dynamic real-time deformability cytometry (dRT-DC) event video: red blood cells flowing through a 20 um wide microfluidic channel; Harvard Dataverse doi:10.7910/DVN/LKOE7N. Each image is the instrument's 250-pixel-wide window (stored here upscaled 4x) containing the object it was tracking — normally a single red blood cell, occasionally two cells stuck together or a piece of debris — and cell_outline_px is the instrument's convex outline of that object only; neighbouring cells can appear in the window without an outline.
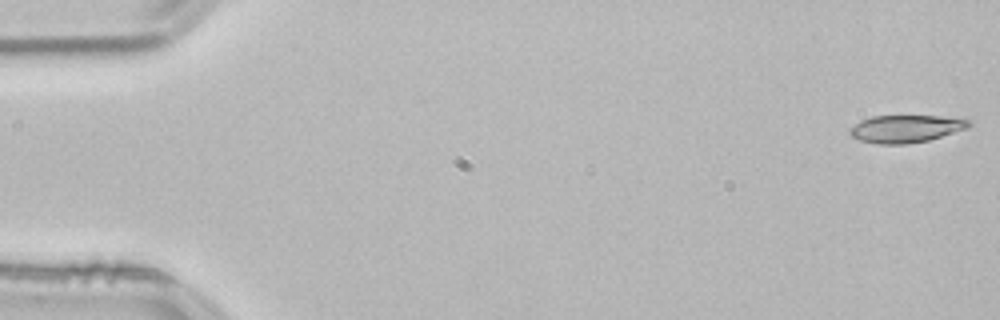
{"species": "common noctule bat (a hibernating species)", "species_latin": "Nyctalus noctula", "temperature_condition": "room temperature", "stored_images_in_passage": 16, "camera_frame_rate_fps": 3000, "um_per_image_px": 0.085, "animal": {"sex": "male", "body_mass_g": 21.5, "forearm_length_mm": 52.0}, "frame": {"image": 1, "passage_image": 1, "time_ms": 0.0, "image_size_px": [1000, 320], "cell_outline_px": [[972, 124], [968, 128], [928, 140], [908, 144], [876, 144], [860, 140], [852, 136], [848, 132], [860, 120], [872, 116], [964, 116], [972, 120]], "centroid_in_image_um": [77.09, 10.92], "position_along_channel_um": 7.9, "area_um2": 19.36}}
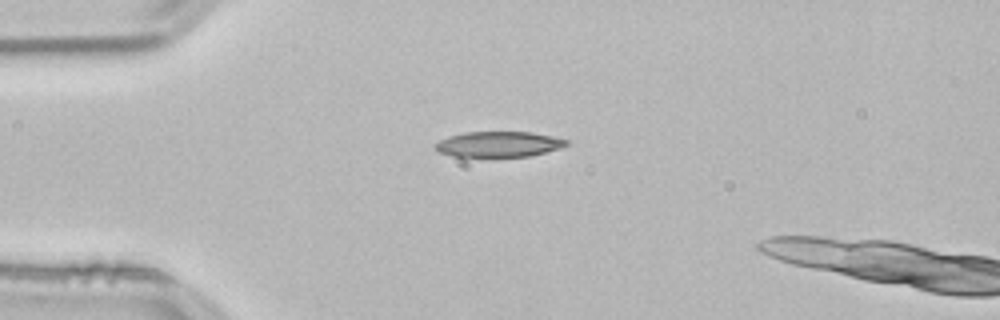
{"frame": {"image": 2, "passage_image": 13, "time_ms": 4.0, "image_size_px": [1000, 320], "cell_outline_px": [[568, 144], [560, 148], [532, 156], [452, 156], [440, 152], [436, 148], [436, 144], [440, 140], [448, 136], [464, 132], [532, 132], [552, 136], [568, 140]], "centroid_in_image_um": [42.42, 12.25], "position_along_channel_um": 42.6, "area_um2": 19.31}}